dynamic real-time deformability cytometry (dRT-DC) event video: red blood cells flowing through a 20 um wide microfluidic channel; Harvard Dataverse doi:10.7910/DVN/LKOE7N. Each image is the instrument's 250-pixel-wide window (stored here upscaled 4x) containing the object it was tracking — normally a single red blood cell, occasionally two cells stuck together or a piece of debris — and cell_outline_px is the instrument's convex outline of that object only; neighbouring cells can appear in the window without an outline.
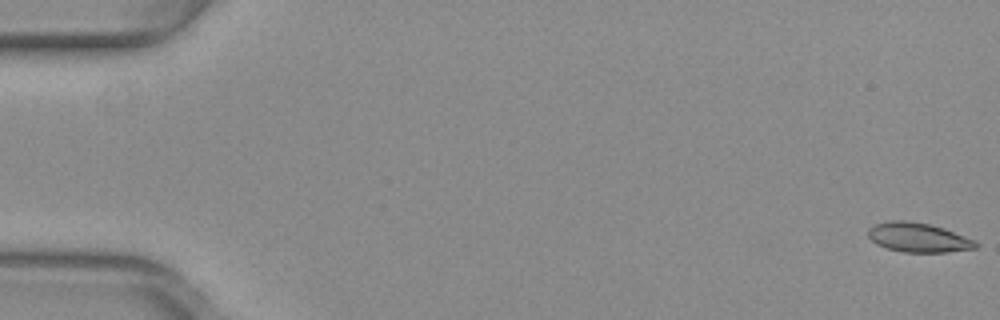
{"species": "common noctule bat (a hibernating species)", "species_latin": "Nyctalus noctula", "temperature_condition": "warm", "stored_images_in_passage": 53, "camera_frame_rate_fps": 3000, "um_per_image_px": 0.085, "animal": {"sex": "female", "body_mass_g": 29.2, "forearm_length_mm": 56.3}, "frame": {"image": 1, "passage_image": 1, "time_ms": 0.0, "image_size_px": [1000, 320], "cell_outline_px": [[980, 244], [976, 248], [948, 252], [904, 252], [888, 248], [876, 244], [868, 236], [868, 228], [876, 224], [888, 220], [904, 220], [928, 224], [944, 228], [976, 240]], "centroid_in_image_um": [78.07, 20.18], "position_along_channel_um": 6.9, "area_um2": 18.44}}
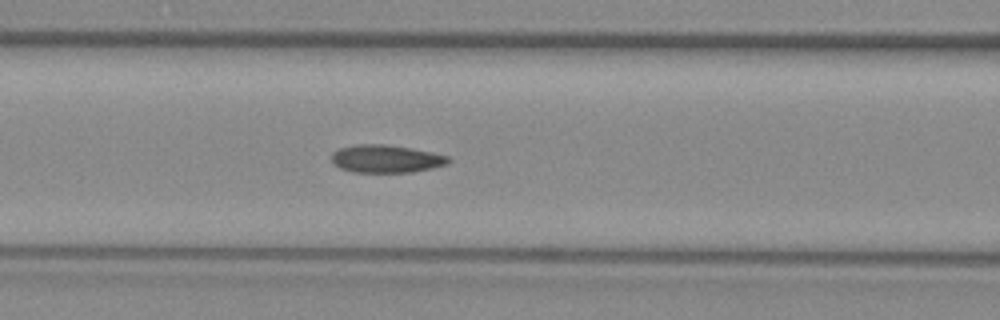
{"frame": {"image": 2, "passage_image": 23, "time_ms": 7.333, "image_size_px": [1000, 320], "cell_outline_px": [[452, 160], [444, 164], [432, 168], [412, 172], [352, 172], [340, 168], [332, 164], [332, 152], [340, 148], [356, 144], [384, 144], [412, 148], [432, 152], [448, 156]], "centroid_in_image_um": [32.79, 13.49], "position_along_channel_um": 133.8, "area_um2": 18.96}}
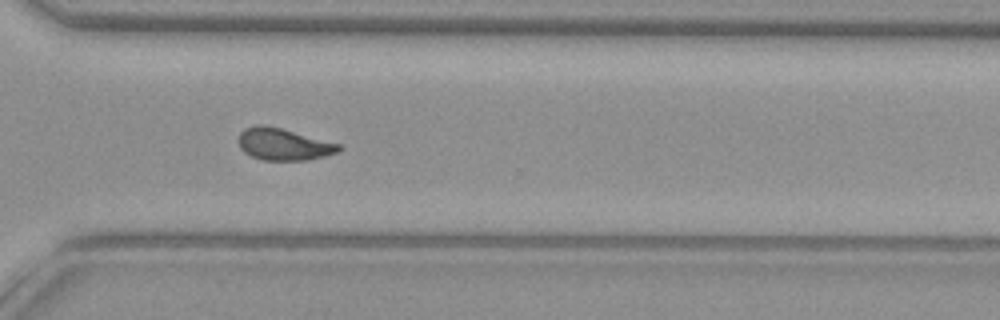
{"frame": {"image": 3, "passage_image": 39, "time_ms": 12.667, "image_size_px": [1000, 320], "cell_outline_px": [[344, 148], [340, 152], [308, 160], [264, 160], [252, 156], [244, 152], [240, 148], [240, 132], [244, 128], [256, 124], [264, 124], [280, 128], [340, 144]], "centroid_in_image_um": [24.12, 12.26], "position_along_channel_um": 346.5, "area_um2": 18.61}, "authors_computed_cell_mechanics": {"area_um2": 18.7272, "velocity_mm_per_s": 3.9941, "shape_relaxation_time_tau1_ms": null, "shape_relaxation_time_tau2_ms": 2.3116, "deformation_change_tau1": null, "deformation_change_tau2": 0.0635}}